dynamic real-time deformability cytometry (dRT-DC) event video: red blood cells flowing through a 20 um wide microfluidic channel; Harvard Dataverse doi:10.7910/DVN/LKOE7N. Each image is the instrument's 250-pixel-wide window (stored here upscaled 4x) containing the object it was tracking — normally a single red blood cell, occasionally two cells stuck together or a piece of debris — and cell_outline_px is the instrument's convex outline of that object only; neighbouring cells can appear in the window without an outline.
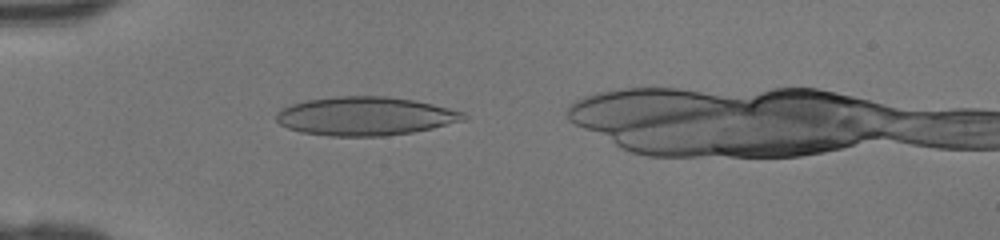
{"species": "human", "species_latin": "Homo sapiens", "temperature_condition": "room temperature", "stored_images_in_passage": 30, "camera_frame_rate_fps": 3000, "um_per_image_px": 0.085, "donor": {"sex": "female"}, "frame": {"image": 1, "passage_image": 2, "time_ms": 0.333, "image_size_px": [1000, 240], "cell_outline_px": [[468, 116], [464, 120], [432, 128], [412, 132], [384, 136], [332, 136], [300, 132], [288, 128], [280, 124], [276, 120], [276, 112], [292, 104], [308, 100], [336, 96], [388, 96], [412, 100], [432, 104], [464, 112]], "centroid_in_image_um": [31.04, 9.87], "position_along_channel_um": 54.0, "area_um2": 41.96}}
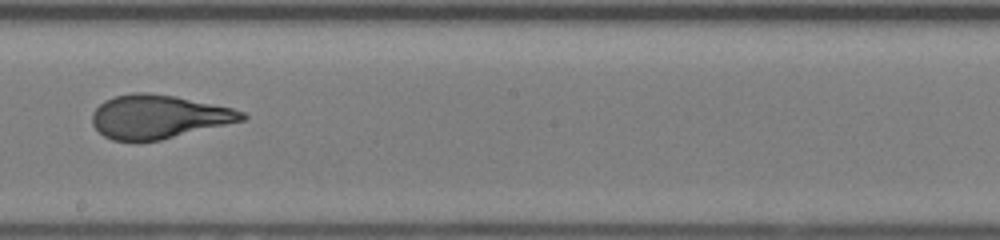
{"frame": {"image": 2, "passage_image": 15, "time_ms": 4.667, "image_size_px": [1000, 240], "cell_outline_px": [[248, 116], [244, 120], [160, 140], [136, 144], [112, 140], [104, 136], [92, 124], [92, 112], [104, 100], [116, 96], [132, 92], [148, 92], [176, 96], [232, 108], [244, 112]], "centroid_in_image_um": [13.43, 9.94], "position_along_channel_um": 234.8, "area_um2": 38.49}}
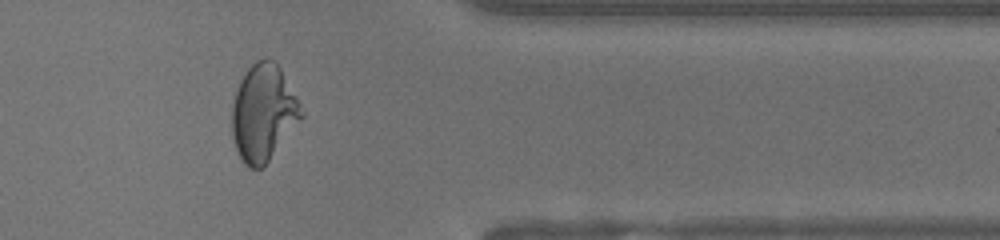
{"frame": {"image": 3, "passage_image": 26, "time_ms": 8.333, "image_size_px": [1000, 240], "cell_outline_px": [[304, 116], [268, 160], [260, 168], [248, 168], [244, 164], [236, 148], [232, 136], [232, 104], [240, 80], [248, 68], [256, 60], [272, 60], [280, 68], [300, 104], [304, 112]], "centroid_in_image_um": [22.37, 9.59], "position_along_channel_um": 389.0, "area_um2": 38.38}}